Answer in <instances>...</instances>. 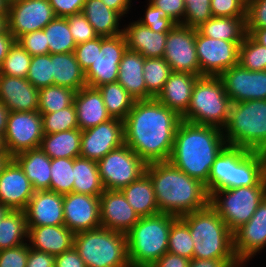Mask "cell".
Segmentation results:
<instances>
[{
  "label": "cell",
  "instance_id": "obj_1",
  "mask_svg": "<svg viewBox=\"0 0 266 267\" xmlns=\"http://www.w3.org/2000/svg\"><path fill=\"white\" fill-rule=\"evenodd\" d=\"M182 121L156 98L135 101L124 122V143L146 164L170 159L175 133Z\"/></svg>",
  "mask_w": 266,
  "mask_h": 267
},
{
  "label": "cell",
  "instance_id": "obj_2",
  "mask_svg": "<svg viewBox=\"0 0 266 267\" xmlns=\"http://www.w3.org/2000/svg\"><path fill=\"white\" fill-rule=\"evenodd\" d=\"M227 146L221 129L182 120L175 133L169 162L206 184L215 159Z\"/></svg>",
  "mask_w": 266,
  "mask_h": 267
},
{
  "label": "cell",
  "instance_id": "obj_3",
  "mask_svg": "<svg viewBox=\"0 0 266 267\" xmlns=\"http://www.w3.org/2000/svg\"><path fill=\"white\" fill-rule=\"evenodd\" d=\"M160 213L177 217L205 208L209 194L200 180L188 176L169 161L147 164Z\"/></svg>",
  "mask_w": 266,
  "mask_h": 267
},
{
  "label": "cell",
  "instance_id": "obj_4",
  "mask_svg": "<svg viewBox=\"0 0 266 267\" xmlns=\"http://www.w3.org/2000/svg\"><path fill=\"white\" fill-rule=\"evenodd\" d=\"M265 176L262 152L227 146L215 159L205 188L210 196L220 189L255 186Z\"/></svg>",
  "mask_w": 266,
  "mask_h": 267
},
{
  "label": "cell",
  "instance_id": "obj_5",
  "mask_svg": "<svg viewBox=\"0 0 266 267\" xmlns=\"http://www.w3.org/2000/svg\"><path fill=\"white\" fill-rule=\"evenodd\" d=\"M180 218L188 225L194 241L193 258L238 260L233 232L210 204Z\"/></svg>",
  "mask_w": 266,
  "mask_h": 267
},
{
  "label": "cell",
  "instance_id": "obj_6",
  "mask_svg": "<svg viewBox=\"0 0 266 267\" xmlns=\"http://www.w3.org/2000/svg\"><path fill=\"white\" fill-rule=\"evenodd\" d=\"M176 218L177 216L166 213L140 217L126 233L131 267H151L168 252L170 228Z\"/></svg>",
  "mask_w": 266,
  "mask_h": 267
},
{
  "label": "cell",
  "instance_id": "obj_7",
  "mask_svg": "<svg viewBox=\"0 0 266 267\" xmlns=\"http://www.w3.org/2000/svg\"><path fill=\"white\" fill-rule=\"evenodd\" d=\"M222 131L228 146L262 152L266 148V100L232 103Z\"/></svg>",
  "mask_w": 266,
  "mask_h": 267
},
{
  "label": "cell",
  "instance_id": "obj_8",
  "mask_svg": "<svg viewBox=\"0 0 266 267\" xmlns=\"http://www.w3.org/2000/svg\"><path fill=\"white\" fill-rule=\"evenodd\" d=\"M231 104L220 77L202 76L196 80L189 107L181 118L193 124L222 130L228 120Z\"/></svg>",
  "mask_w": 266,
  "mask_h": 267
},
{
  "label": "cell",
  "instance_id": "obj_9",
  "mask_svg": "<svg viewBox=\"0 0 266 267\" xmlns=\"http://www.w3.org/2000/svg\"><path fill=\"white\" fill-rule=\"evenodd\" d=\"M73 247L86 267H131L126 234L99 227L74 234Z\"/></svg>",
  "mask_w": 266,
  "mask_h": 267
},
{
  "label": "cell",
  "instance_id": "obj_10",
  "mask_svg": "<svg viewBox=\"0 0 266 267\" xmlns=\"http://www.w3.org/2000/svg\"><path fill=\"white\" fill-rule=\"evenodd\" d=\"M266 196V176L255 186H243L214 191L209 204L234 233L247 223Z\"/></svg>",
  "mask_w": 266,
  "mask_h": 267
},
{
  "label": "cell",
  "instance_id": "obj_11",
  "mask_svg": "<svg viewBox=\"0 0 266 267\" xmlns=\"http://www.w3.org/2000/svg\"><path fill=\"white\" fill-rule=\"evenodd\" d=\"M97 165L105 190H122L140 178L147 166L126 144L107 153Z\"/></svg>",
  "mask_w": 266,
  "mask_h": 267
},
{
  "label": "cell",
  "instance_id": "obj_12",
  "mask_svg": "<svg viewBox=\"0 0 266 267\" xmlns=\"http://www.w3.org/2000/svg\"><path fill=\"white\" fill-rule=\"evenodd\" d=\"M125 36L96 37V57L85 72L86 85L97 88L117 82L119 63L127 50Z\"/></svg>",
  "mask_w": 266,
  "mask_h": 267
},
{
  "label": "cell",
  "instance_id": "obj_13",
  "mask_svg": "<svg viewBox=\"0 0 266 267\" xmlns=\"http://www.w3.org/2000/svg\"><path fill=\"white\" fill-rule=\"evenodd\" d=\"M242 41H225L202 35L195 29V46L200 64V77H219L227 69L238 65Z\"/></svg>",
  "mask_w": 266,
  "mask_h": 267
},
{
  "label": "cell",
  "instance_id": "obj_14",
  "mask_svg": "<svg viewBox=\"0 0 266 267\" xmlns=\"http://www.w3.org/2000/svg\"><path fill=\"white\" fill-rule=\"evenodd\" d=\"M43 135L42 116L38 110L10 112L3 137L5 150L14 157L20 152L40 148Z\"/></svg>",
  "mask_w": 266,
  "mask_h": 267
},
{
  "label": "cell",
  "instance_id": "obj_15",
  "mask_svg": "<svg viewBox=\"0 0 266 267\" xmlns=\"http://www.w3.org/2000/svg\"><path fill=\"white\" fill-rule=\"evenodd\" d=\"M48 0L9 1L7 29L15 40L20 36L43 30L55 18Z\"/></svg>",
  "mask_w": 266,
  "mask_h": 267
},
{
  "label": "cell",
  "instance_id": "obj_16",
  "mask_svg": "<svg viewBox=\"0 0 266 267\" xmlns=\"http://www.w3.org/2000/svg\"><path fill=\"white\" fill-rule=\"evenodd\" d=\"M163 58L172 72L189 73L200 77V64L195 46V29L176 24L168 33Z\"/></svg>",
  "mask_w": 266,
  "mask_h": 267
},
{
  "label": "cell",
  "instance_id": "obj_17",
  "mask_svg": "<svg viewBox=\"0 0 266 267\" xmlns=\"http://www.w3.org/2000/svg\"><path fill=\"white\" fill-rule=\"evenodd\" d=\"M124 143V122L111 118L95 127L83 130L80 157L98 161Z\"/></svg>",
  "mask_w": 266,
  "mask_h": 267
},
{
  "label": "cell",
  "instance_id": "obj_18",
  "mask_svg": "<svg viewBox=\"0 0 266 267\" xmlns=\"http://www.w3.org/2000/svg\"><path fill=\"white\" fill-rule=\"evenodd\" d=\"M233 237L234 252L239 262L250 263L255 256L258 258L262 252L266 253V196L251 219L237 229Z\"/></svg>",
  "mask_w": 266,
  "mask_h": 267
},
{
  "label": "cell",
  "instance_id": "obj_19",
  "mask_svg": "<svg viewBox=\"0 0 266 267\" xmlns=\"http://www.w3.org/2000/svg\"><path fill=\"white\" fill-rule=\"evenodd\" d=\"M232 103L266 100V70L250 71L239 64L219 76Z\"/></svg>",
  "mask_w": 266,
  "mask_h": 267
},
{
  "label": "cell",
  "instance_id": "obj_20",
  "mask_svg": "<svg viewBox=\"0 0 266 267\" xmlns=\"http://www.w3.org/2000/svg\"><path fill=\"white\" fill-rule=\"evenodd\" d=\"M99 197L76 192L64 194V225L74 234L101 227Z\"/></svg>",
  "mask_w": 266,
  "mask_h": 267
},
{
  "label": "cell",
  "instance_id": "obj_21",
  "mask_svg": "<svg viewBox=\"0 0 266 267\" xmlns=\"http://www.w3.org/2000/svg\"><path fill=\"white\" fill-rule=\"evenodd\" d=\"M99 201L101 227L126 234L140 219L121 190H104Z\"/></svg>",
  "mask_w": 266,
  "mask_h": 267
},
{
  "label": "cell",
  "instance_id": "obj_22",
  "mask_svg": "<svg viewBox=\"0 0 266 267\" xmlns=\"http://www.w3.org/2000/svg\"><path fill=\"white\" fill-rule=\"evenodd\" d=\"M33 194L32 184L12 158L0 174V202L11 210L24 211Z\"/></svg>",
  "mask_w": 266,
  "mask_h": 267
},
{
  "label": "cell",
  "instance_id": "obj_23",
  "mask_svg": "<svg viewBox=\"0 0 266 267\" xmlns=\"http://www.w3.org/2000/svg\"><path fill=\"white\" fill-rule=\"evenodd\" d=\"M24 212L27 226L64 225L63 194L34 191Z\"/></svg>",
  "mask_w": 266,
  "mask_h": 267
},
{
  "label": "cell",
  "instance_id": "obj_24",
  "mask_svg": "<svg viewBox=\"0 0 266 267\" xmlns=\"http://www.w3.org/2000/svg\"><path fill=\"white\" fill-rule=\"evenodd\" d=\"M0 101L11 112L37 111L39 89L26 78L0 75Z\"/></svg>",
  "mask_w": 266,
  "mask_h": 267
},
{
  "label": "cell",
  "instance_id": "obj_25",
  "mask_svg": "<svg viewBox=\"0 0 266 267\" xmlns=\"http://www.w3.org/2000/svg\"><path fill=\"white\" fill-rule=\"evenodd\" d=\"M129 18L128 21L125 19L123 28L128 50L138 52L145 58L163 57L168 32H154L133 20V16Z\"/></svg>",
  "mask_w": 266,
  "mask_h": 267
},
{
  "label": "cell",
  "instance_id": "obj_26",
  "mask_svg": "<svg viewBox=\"0 0 266 267\" xmlns=\"http://www.w3.org/2000/svg\"><path fill=\"white\" fill-rule=\"evenodd\" d=\"M30 248L58 256L74 245V233L65 225L27 226Z\"/></svg>",
  "mask_w": 266,
  "mask_h": 267
},
{
  "label": "cell",
  "instance_id": "obj_27",
  "mask_svg": "<svg viewBox=\"0 0 266 267\" xmlns=\"http://www.w3.org/2000/svg\"><path fill=\"white\" fill-rule=\"evenodd\" d=\"M73 103L76 108L78 127L81 131L111 119L97 88L88 86L81 88L75 92Z\"/></svg>",
  "mask_w": 266,
  "mask_h": 267
},
{
  "label": "cell",
  "instance_id": "obj_28",
  "mask_svg": "<svg viewBox=\"0 0 266 267\" xmlns=\"http://www.w3.org/2000/svg\"><path fill=\"white\" fill-rule=\"evenodd\" d=\"M197 75L172 72L156 99L182 116L188 109Z\"/></svg>",
  "mask_w": 266,
  "mask_h": 267
},
{
  "label": "cell",
  "instance_id": "obj_29",
  "mask_svg": "<svg viewBox=\"0 0 266 267\" xmlns=\"http://www.w3.org/2000/svg\"><path fill=\"white\" fill-rule=\"evenodd\" d=\"M13 159L23 169L34 191L49 190L51 158L41 148L20 152Z\"/></svg>",
  "mask_w": 266,
  "mask_h": 267
},
{
  "label": "cell",
  "instance_id": "obj_30",
  "mask_svg": "<svg viewBox=\"0 0 266 267\" xmlns=\"http://www.w3.org/2000/svg\"><path fill=\"white\" fill-rule=\"evenodd\" d=\"M81 13L98 36L112 37L123 33L125 19L101 0H85Z\"/></svg>",
  "mask_w": 266,
  "mask_h": 267
},
{
  "label": "cell",
  "instance_id": "obj_31",
  "mask_svg": "<svg viewBox=\"0 0 266 267\" xmlns=\"http://www.w3.org/2000/svg\"><path fill=\"white\" fill-rule=\"evenodd\" d=\"M145 57L138 52L126 50L119 63L117 82L136 100H146L143 76Z\"/></svg>",
  "mask_w": 266,
  "mask_h": 267
},
{
  "label": "cell",
  "instance_id": "obj_32",
  "mask_svg": "<svg viewBox=\"0 0 266 267\" xmlns=\"http://www.w3.org/2000/svg\"><path fill=\"white\" fill-rule=\"evenodd\" d=\"M54 85L79 91L86 87L85 72L73 52L51 54Z\"/></svg>",
  "mask_w": 266,
  "mask_h": 267
},
{
  "label": "cell",
  "instance_id": "obj_33",
  "mask_svg": "<svg viewBox=\"0 0 266 267\" xmlns=\"http://www.w3.org/2000/svg\"><path fill=\"white\" fill-rule=\"evenodd\" d=\"M121 191L139 217L152 216L160 213L152 181L146 173L124 187Z\"/></svg>",
  "mask_w": 266,
  "mask_h": 267
},
{
  "label": "cell",
  "instance_id": "obj_34",
  "mask_svg": "<svg viewBox=\"0 0 266 267\" xmlns=\"http://www.w3.org/2000/svg\"><path fill=\"white\" fill-rule=\"evenodd\" d=\"M82 131L72 129L52 134H44L40 148L51 158L80 157V142Z\"/></svg>",
  "mask_w": 266,
  "mask_h": 267
},
{
  "label": "cell",
  "instance_id": "obj_35",
  "mask_svg": "<svg viewBox=\"0 0 266 267\" xmlns=\"http://www.w3.org/2000/svg\"><path fill=\"white\" fill-rule=\"evenodd\" d=\"M197 30L204 36L225 41H243L246 17H212Z\"/></svg>",
  "mask_w": 266,
  "mask_h": 267
},
{
  "label": "cell",
  "instance_id": "obj_36",
  "mask_svg": "<svg viewBox=\"0 0 266 267\" xmlns=\"http://www.w3.org/2000/svg\"><path fill=\"white\" fill-rule=\"evenodd\" d=\"M73 170V192L91 196H100L104 192L97 161L82 157L74 158Z\"/></svg>",
  "mask_w": 266,
  "mask_h": 267
},
{
  "label": "cell",
  "instance_id": "obj_37",
  "mask_svg": "<svg viewBox=\"0 0 266 267\" xmlns=\"http://www.w3.org/2000/svg\"><path fill=\"white\" fill-rule=\"evenodd\" d=\"M28 227L26 214L11 210L0 222V251L27 243Z\"/></svg>",
  "mask_w": 266,
  "mask_h": 267
},
{
  "label": "cell",
  "instance_id": "obj_38",
  "mask_svg": "<svg viewBox=\"0 0 266 267\" xmlns=\"http://www.w3.org/2000/svg\"><path fill=\"white\" fill-rule=\"evenodd\" d=\"M97 89L111 118L124 120L136 100L118 82L106 83Z\"/></svg>",
  "mask_w": 266,
  "mask_h": 267
},
{
  "label": "cell",
  "instance_id": "obj_39",
  "mask_svg": "<svg viewBox=\"0 0 266 267\" xmlns=\"http://www.w3.org/2000/svg\"><path fill=\"white\" fill-rule=\"evenodd\" d=\"M43 30L48 42L49 54L74 52L77 44L69 30L67 18L55 17Z\"/></svg>",
  "mask_w": 266,
  "mask_h": 267
},
{
  "label": "cell",
  "instance_id": "obj_40",
  "mask_svg": "<svg viewBox=\"0 0 266 267\" xmlns=\"http://www.w3.org/2000/svg\"><path fill=\"white\" fill-rule=\"evenodd\" d=\"M171 73L172 69L163 57L145 58L143 76L146 85V99L158 96Z\"/></svg>",
  "mask_w": 266,
  "mask_h": 267
},
{
  "label": "cell",
  "instance_id": "obj_41",
  "mask_svg": "<svg viewBox=\"0 0 266 267\" xmlns=\"http://www.w3.org/2000/svg\"><path fill=\"white\" fill-rule=\"evenodd\" d=\"M75 91L58 85H50L39 89L40 113H54L69 107L74 100Z\"/></svg>",
  "mask_w": 266,
  "mask_h": 267
},
{
  "label": "cell",
  "instance_id": "obj_42",
  "mask_svg": "<svg viewBox=\"0 0 266 267\" xmlns=\"http://www.w3.org/2000/svg\"><path fill=\"white\" fill-rule=\"evenodd\" d=\"M168 252L193 259L194 241L191 237L188 225L177 217L171 225L168 239Z\"/></svg>",
  "mask_w": 266,
  "mask_h": 267
},
{
  "label": "cell",
  "instance_id": "obj_43",
  "mask_svg": "<svg viewBox=\"0 0 266 267\" xmlns=\"http://www.w3.org/2000/svg\"><path fill=\"white\" fill-rule=\"evenodd\" d=\"M238 64L250 71L266 70V46L256 42L249 34L239 46Z\"/></svg>",
  "mask_w": 266,
  "mask_h": 267
},
{
  "label": "cell",
  "instance_id": "obj_44",
  "mask_svg": "<svg viewBox=\"0 0 266 267\" xmlns=\"http://www.w3.org/2000/svg\"><path fill=\"white\" fill-rule=\"evenodd\" d=\"M51 181L49 191L60 194L73 192L74 170L73 159H51Z\"/></svg>",
  "mask_w": 266,
  "mask_h": 267
},
{
  "label": "cell",
  "instance_id": "obj_45",
  "mask_svg": "<svg viewBox=\"0 0 266 267\" xmlns=\"http://www.w3.org/2000/svg\"><path fill=\"white\" fill-rule=\"evenodd\" d=\"M31 60L32 56L15 41L0 67V75L26 78Z\"/></svg>",
  "mask_w": 266,
  "mask_h": 267
},
{
  "label": "cell",
  "instance_id": "obj_46",
  "mask_svg": "<svg viewBox=\"0 0 266 267\" xmlns=\"http://www.w3.org/2000/svg\"><path fill=\"white\" fill-rule=\"evenodd\" d=\"M43 134L77 129V115L74 103L54 113H41Z\"/></svg>",
  "mask_w": 266,
  "mask_h": 267
},
{
  "label": "cell",
  "instance_id": "obj_47",
  "mask_svg": "<svg viewBox=\"0 0 266 267\" xmlns=\"http://www.w3.org/2000/svg\"><path fill=\"white\" fill-rule=\"evenodd\" d=\"M26 79L38 89L54 85L51 54L32 56Z\"/></svg>",
  "mask_w": 266,
  "mask_h": 267
},
{
  "label": "cell",
  "instance_id": "obj_48",
  "mask_svg": "<svg viewBox=\"0 0 266 267\" xmlns=\"http://www.w3.org/2000/svg\"><path fill=\"white\" fill-rule=\"evenodd\" d=\"M145 3L146 5H142L144 11L142 16L140 14L139 18L137 15L134 17L140 24L154 32H169L176 25L161 9L154 7L147 0Z\"/></svg>",
  "mask_w": 266,
  "mask_h": 267
},
{
  "label": "cell",
  "instance_id": "obj_49",
  "mask_svg": "<svg viewBox=\"0 0 266 267\" xmlns=\"http://www.w3.org/2000/svg\"><path fill=\"white\" fill-rule=\"evenodd\" d=\"M66 18L68 21L69 30L77 45L98 37L92 25L82 13L74 14Z\"/></svg>",
  "mask_w": 266,
  "mask_h": 267
},
{
  "label": "cell",
  "instance_id": "obj_50",
  "mask_svg": "<svg viewBox=\"0 0 266 267\" xmlns=\"http://www.w3.org/2000/svg\"><path fill=\"white\" fill-rule=\"evenodd\" d=\"M213 17H246L247 0H210Z\"/></svg>",
  "mask_w": 266,
  "mask_h": 267
},
{
  "label": "cell",
  "instance_id": "obj_51",
  "mask_svg": "<svg viewBox=\"0 0 266 267\" xmlns=\"http://www.w3.org/2000/svg\"><path fill=\"white\" fill-rule=\"evenodd\" d=\"M212 17L210 1L198 4H187L183 24L197 29Z\"/></svg>",
  "mask_w": 266,
  "mask_h": 267
},
{
  "label": "cell",
  "instance_id": "obj_52",
  "mask_svg": "<svg viewBox=\"0 0 266 267\" xmlns=\"http://www.w3.org/2000/svg\"><path fill=\"white\" fill-rule=\"evenodd\" d=\"M266 28V0H247L246 33Z\"/></svg>",
  "mask_w": 266,
  "mask_h": 267
},
{
  "label": "cell",
  "instance_id": "obj_53",
  "mask_svg": "<svg viewBox=\"0 0 266 267\" xmlns=\"http://www.w3.org/2000/svg\"><path fill=\"white\" fill-rule=\"evenodd\" d=\"M31 56L49 54L48 42L44 30L34 31L20 36L17 40Z\"/></svg>",
  "mask_w": 266,
  "mask_h": 267
},
{
  "label": "cell",
  "instance_id": "obj_54",
  "mask_svg": "<svg viewBox=\"0 0 266 267\" xmlns=\"http://www.w3.org/2000/svg\"><path fill=\"white\" fill-rule=\"evenodd\" d=\"M30 246L27 243L0 251V267H26Z\"/></svg>",
  "mask_w": 266,
  "mask_h": 267
},
{
  "label": "cell",
  "instance_id": "obj_55",
  "mask_svg": "<svg viewBox=\"0 0 266 267\" xmlns=\"http://www.w3.org/2000/svg\"><path fill=\"white\" fill-rule=\"evenodd\" d=\"M154 7L161 9L176 24H183L186 9L185 0H147Z\"/></svg>",
  "mask_w": 266,
  "mask_h": 267
},
{
  "label": "cell",
  "instance_id": "obj_56",
  "mask_svg": "<svg viewBox=\"0 0 266 267\" xmlns=\"http://www.w3.org/2000/svg\"><path fill=\"white\" fill-rule=\"evenodd\" d=\"M73 53L82 70L86 72L96 57V38L78 44Z\"/></svg>",
  "mask_w": 266,
  "mask_h": 267
},
{
  "label": "cell",
  "instance_id": "obj_57",
  "mask_svg": "<svg viewBox=\"0 0 266 267\" xmlns=\"http://www.w3.org/2000/svg\"><path fill=\"white\" fill-rule=\"evenodd\" d=\"M56 17H68L82 12L85 0H48Z\"/></svg>",
  "mask_w": 266,
  "mask_h": 267
},
{
  "label": "cell",
  "instance_id": "obj_58",
  "mask_svg": "<svg viewBox=\"0 0 266 267\" xmlns=\"http://www.w3.org/2000/svg\"><path fill=\"white\" fill-rule=\"evenodd\" d=\"M55 267H86L78 251L72 247L70 250L55 256Z\"/></svg>",
  "mask_w": 266,
  "mask_h": 267
},
{
  "label": "cell",
  "instance_id": "obj_59",
  "mask_svg": "<svg viewBox=\"0 0 266 267\" xmlns=\"http://www.w3.org/2000/svg\"><path fill=\"white\" fill-rule=\"evenodd\" d=\"M26 267H55V256L30 248Z\"/></svg>",
  "mask_w": 266,
  "mask_h": 267
},
{
  "label": "cell",
  "instance_id": "obj_60",
  "mask_svg": "<svg viewBox=\"0 0 266 267\" xmlns=\"http://www.w3.org/2000/svg\"><path fill=\"white\" fill-rule=\"evenodd\" d=\"M108 8L118 12L123 18L133 15L132 10L136 11L137 0H101ZM134 6V7H133ZM128 14V15H127Z\"/></svg>",
  "mask_w": 266,
  "mask_h": 267
},
{
  "label": "cell",
  "instance_id": "obj_61",
  "mask_svg": "<svg viewBox=\"0 0 266 267\" xmlns=\"http://www.w3.org/2000/svg\"><path fill=\"white\" fill-rule=\"evenodd\" d=\"M189 263L186 257L166 252L151 267H188Z\"/></svg>",
  "mask_w": 266,
  "mask_h": 267
},
{
  "label": "cell",
  "instance_id": "obj_62",
  "mask_svg": "<svg viewBox=\"0 0 266 267\" xmlns=\"http://www.w3.org/2000/svg\"><path fill=\"white\" fill-rule=\"evenodd\" d=\"M239 260L191 259L188 267H234Z\"/></svg>",
  "mask_w": 266,
  "mask_h": 267
},
{
  "label": "cell",
  "instance_id": "obj_63",
  "mask_svg": "<svg viewBox=\"0 0 266 267\" xmlns=\"http://www.w3.org/2000/svg\"><path fill=\"white\" fill-rule=\"evenodd\" d=\"M15 41V38L8 29L0 34V67L3 64L4 58L7 56L10 47Z\"/></svg>",
  "mask_w": 266,
  "mask_h": 267
},
{
  "label": "cell",
  "instance_id": "obj_64",
  "mask_svg": "<svg viewBox=\"0 0 266 267\" xmlns=\"http://www.w3.org/2000/svg\"><path fill=\"white\" fill-rule=\"evenodd\" d=\"M10 110L0 101V135L4 137Z\"/></svg>",
  "mask_w": 266,
  "mask_h": 267
},
{
  "label": "cell",
  "instance_id": "obj_65",
  "mask_svg": "<svg viewBox=\"0 0 266 267\" xmlns=\"http://www.w3.org/2000/svg\"><path fill=\"white\" fill-rule=\"evenodd\" d=\"M256 42L266 46V28L251 30L248 33Z\"/></svg>",
  "mask_w": 266,
  "mask_h": 267
},
{
  "label": "cell",
  "instance_id": "obj_66",
  "mask_svg": "<svg viewBox=\"0 0 266 267\" xmlns=\"http://www.w3.org/2000/svg\"><path fill=\"white\" fill-rule=\"evenodd\" d=\"M12 158L13 157L7 151L0 152V174Z\"/></svg>",
  "mask_w": 266,
  "mask_h": 267
},
{
  "label": "cell",
  "instance_id": "obj_67",
  "mask_svg": "<svg viewBox=\"0 0 266 267\" xmlns=\"http://www.w3.org/2000/svg\"><path fill=\"white\" fill-rule=\"evenodd\" d=\"M9 9V0H0V16H7Z\"/></svg>",
  "mask_w": 266,
  "mask_h": 267
},
{
  "label": "cell",
  "instance_id": "obj_68",
  "mask_svg": "<svg viewBox=\"0 0 266 267\" xmlns=\"http://www.w3.org/2000/svg\"><path fill=\"white\" fill-rule=\"evenodd\" d=\"M11 211V209L0 202V222L5 218V216Z\"/></svg>",
  "mask_w": 266,
  "mask_h": 267
},
{
  "label": "cell",
  "instance_id": "obj_69",
  "mask_svg": "<svg viewBox=\"0 0 266 267\" xmlns=\"http://www.w3.org/2000/svg\"><path fill=\"white\" fill-rule=\"evenodd\" d=\"M7 29V16H0V34Z\"/></svg>",
  "mask_w": 266,
  "mask_h": 267
},
{
  "label": "cell",
  "instance_id": "obj_70",
  "mask_svg": "<svg viewBox=\"0 0 266 267\" xmlns=\"http://www.w3.org/2000/svg\"><path fill=\"white\" fill-rule=\"evenodd\" d=\"M205 1H210V0H185V4H198V3H204Z\"/></svg>",
  "mask_w": 266,
  "mask_h": 267
},
{
  "label": "cell",
  "instance_id": "obj_71",
  "mask_svg": "<svg viewBox=\"0 0 266 267\" xmlns=\"http://www.w3.org/2000/svg\"><path fill=\"white\" fill-rule=\"evenodd\" d=\"M0 152H6L3 137L0 135Z\"/></svg>",
  "mask_w": 266,
  "mask_h": 267
},
{
  "label": "cell",
  "instance_id": "obj_72",
  "mask_svg": "<svg viewBox=\"0 0 266 267\" xmlns=\"http://www.w3.org/2000/svg\"><path fill=\"white\" fill-rule=\"evenodd\" d=\"M248 264H253V262L251 263H248V262H240L239 264H237L236 266L234 267H248Z\"/></svg>",
  "mask_w": 266,
  "mask_h": 267
},
{
  "label": "cell",
  "instance_id": "obj_73",
  "mask_svg": "<svg viewBox=\"0 0 266 267\" xmlns=\"http://www.w3.org/2000/svg\"><path fill=\"white\" fill-rule=\"evenodd\" d=\"M262 154L266 158V148L262 151Z\"/></svg>",
  "mask_w": 266,
  "mask_h": 267
}]
</instances>
